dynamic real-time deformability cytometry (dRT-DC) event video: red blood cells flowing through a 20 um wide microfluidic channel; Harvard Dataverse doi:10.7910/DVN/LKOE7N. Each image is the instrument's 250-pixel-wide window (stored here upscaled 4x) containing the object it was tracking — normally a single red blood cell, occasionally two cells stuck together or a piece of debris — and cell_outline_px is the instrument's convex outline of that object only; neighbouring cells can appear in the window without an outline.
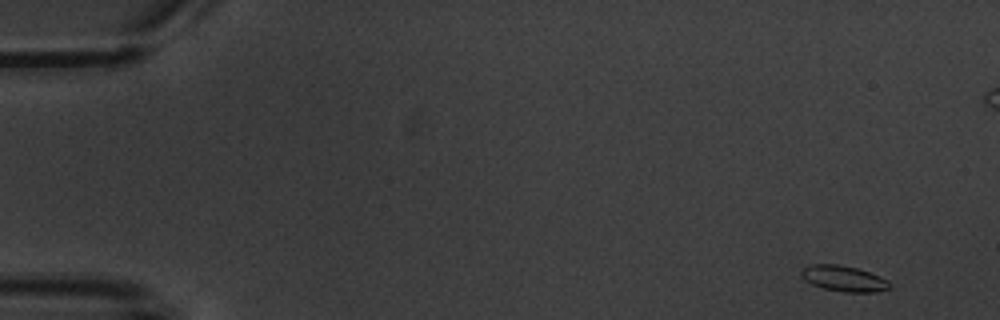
{"species": "common noctule bat (a hibernating species)", "species_latin": "Nyctalus noctula", "temperature_condition": "warm", "stored_images_in_passage": 6, "camera_frame_rate_fps": 3000, "um_per_image_px": 0.085, "animal": {"sex": "male", "body_mass_g": 20.1, "forearm_length_mm": 53.5}, "frame": {"image": 1, "passage_image": 1, "time_ms": 0.0, "image_size_px": [1000, 320], "cell_outline_px": [[892, 284], [888, 288], [876, 292], [844, 292], [824, 288], [812, 284], [804, 280], [800, 276], [800, 272], [808, 264], [836, 264], [856, 268], [880, 276], [888, 280]], "centroid_in_image_um": [71.7, 23.67], "position_along_channel_um": 13.3, "area_um2": 13.24}}